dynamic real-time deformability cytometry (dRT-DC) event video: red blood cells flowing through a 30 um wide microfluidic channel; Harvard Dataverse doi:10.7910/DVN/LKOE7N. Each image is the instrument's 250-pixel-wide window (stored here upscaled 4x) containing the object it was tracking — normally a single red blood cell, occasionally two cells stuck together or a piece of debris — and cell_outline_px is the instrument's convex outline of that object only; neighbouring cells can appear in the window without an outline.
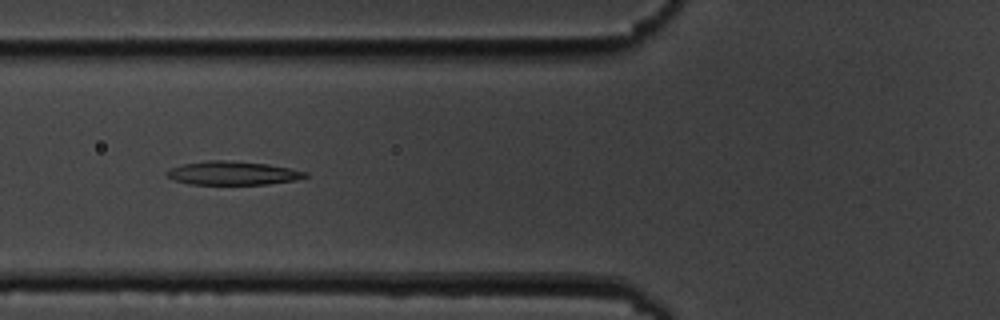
{"species": "common noctule bat (a hibernating species)", "species_latin": "Nyctalus noctula", "temperature_condition": "cold", "stored_images_in_passage": 9, "camera_frame_rate_fps": 3000, "um_per_image_px": 0.085, "animal": {"sex": "male", "body_mass_g": 19.5, "forearm_length_mm": 54.6}, "frame": {"image": 1, "passage_image": 6, "time_ms": 6.0, "image_size_px": [1000, 320], "cell_outline_px": [[308, 176], [296, 180], [268, 184], [188, 184], [172, 180], [164, 172], [172, 168], [184, 164], [208, 160], [224, 160], [268, 164], [308, 172]], "centroid_in_image_um": [19.77, 14.72], "position_along_channel_um": 106.0, "area_um2": 18.96}}
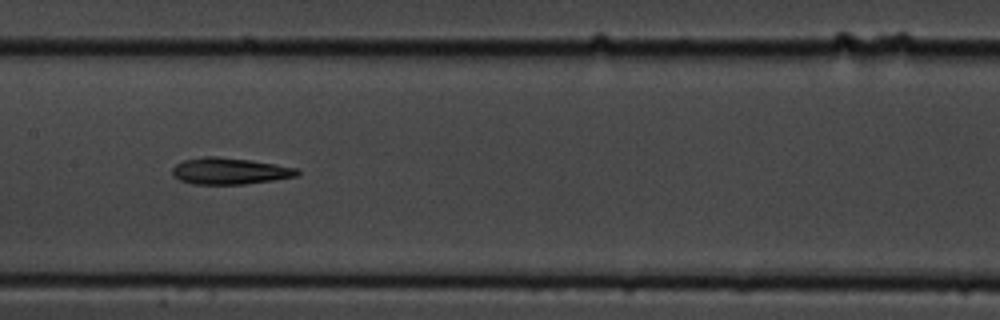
{"frame": {"image": 2, "passage_image": 8, "time_ms": 8.333, "image_size_px": [1000, 320], "cell_outline_px": [[300, 172], [296, 176], [276, 180], [244, 184], [192, 184], [180, 180], [172, 176], [172, 168], [176, 164], [184, 160], [204, 156], [216, 156], [248, 160], [276, 164], [296, 168]], "centroid_in_image_um": [19.5, 14.54], "position_along_channel_um": 187.9, "area_um2": 19.31}}
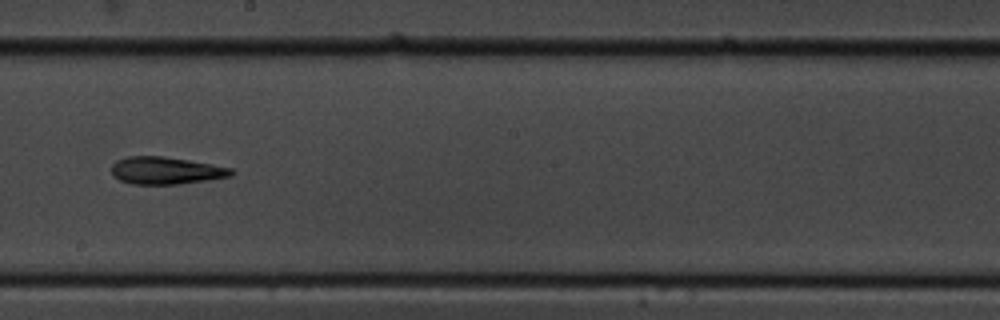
{"frame": {"image": 3, "passage_image": 9, "time_ms": 9.667, "image_size_px": [1000, 320], "cell_outline_px": [[232, 176], [208, 180], [180, 184], [132, 184], [120, 180], [112, 176], [112, 164], [116, 160], [128, 156], [160, 156], [188, 160], [212, 164], [232, 168]], "centroid_in_image_um": [14.08, 14.5], "position_along_channel_um": 234.1, "area_um2": 19.07}}